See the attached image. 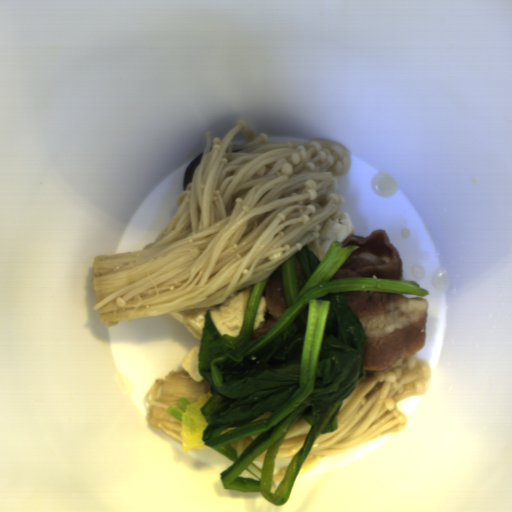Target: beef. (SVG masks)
Wrapping results in <instances>:
<instances>
[{
	"mask_svg": "<svg viewBox=\"0 0 512 512\" xmlns=\"http://www.w3.org/2000/svg\"><path fill=\"white\" fill-rule=\"evenodd\" d=\"M366 335L361 351L362 368L387 372L412 357L426 344L427 299L401 293L342 292Z\"/></svg>",
	"mask_w": 512,
	"mask_h": 512,
	"instance_id": "33117281",
	"label": "beef"
},
{
	"mask_svg": "<svg viewBox=\"0 0 512 512\" xmlns=\"http://www.w3.org/2000/svg\"><path fill=\"white\" fill-rule=\"evenodd\" d=\"M261 297L267 300L265 323L261 329L253 330L251 336L253 340L272 328L288 307L283 289L281 264L267 276Z\"/></svg>",
	"mask_w": 512,
	"mask_h": 512,
	"instance_id": "3709a7b0",
	"label": "beef"
},
{
	"mask_svg": "<svg viewBox=\"0 0 512 512\" xmlns=\"http://www.w3.org/2000/svg\"><path fill=\"white\" fill-rule=\"evenodd\" d=\"M358 245L351 251L334 278H376L401 280L403 261L396 247L390 244L385 230H373L367 236L348 235L342 242L345 248Z\"/></svg>",
	"mask_w": 512,
	"mask_h": 512,
	"instance_id": "835553da",
	"label": "beef"
},
{
	"mask_svg": "<svg viewBox=\"0 0 512 512\" xmlns=\"http://www.w3.org/2000/svg\"><path fill=\"white\" fill-rule=\"evenodd\" d=\"M294 255H295V261H296L298 287H299V292H300L302 287L305 284V274H304L302 264L300 261L299 251L297 253H295Z\"/></svg>",
	"mask_w": 512,
	"mask_h": 512,
	"instance_id": "2567d371",
	"label": "beef"
}]
</instances>
